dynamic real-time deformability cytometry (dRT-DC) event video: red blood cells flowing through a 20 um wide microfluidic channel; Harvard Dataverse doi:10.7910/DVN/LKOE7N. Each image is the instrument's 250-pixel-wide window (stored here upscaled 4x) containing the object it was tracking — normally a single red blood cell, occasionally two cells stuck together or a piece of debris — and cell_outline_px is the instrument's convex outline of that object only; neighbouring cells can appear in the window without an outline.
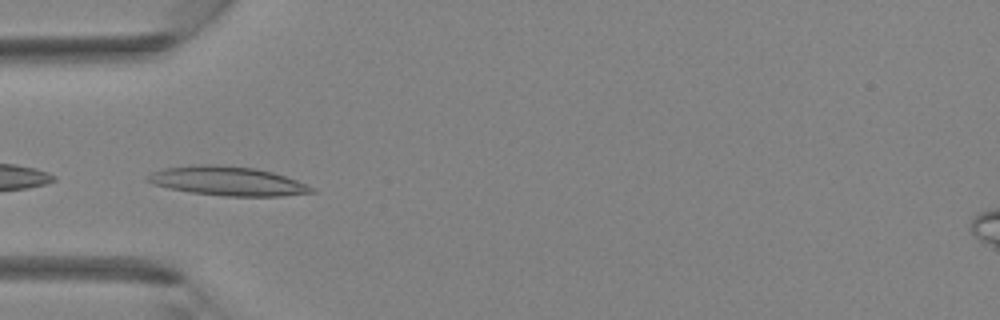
{"species": "Egyptian fruit bat (a non-hibernating species)", "species_latin": "Rousettus aegyptiacus", "temperature_condition": "room temperature", "stored_images_in_passage": 24, "camera_frame_rate_fps": 3000, "um_per_image_px": 0.085, "animal": {"sex": "female"}, "frame": {"image": 1, "passage_image": 1, "time_ms": 0.0, "image_size_px": [1000, 320], "cell_outline_px": [[316, 192], [280, 196], [224, 196], [192, 192], [168, 188], [152, 184], [144, 180], [144, 176], [152, 172], [164, 168], [192, 164], [220, 164], [256, 168], [272, 172], [308, 184], [316, 188]], "centroid_in_image_um": [19.31, 15.38], "position_along_channel_um": 65.7, "area_um2": 28.15}}
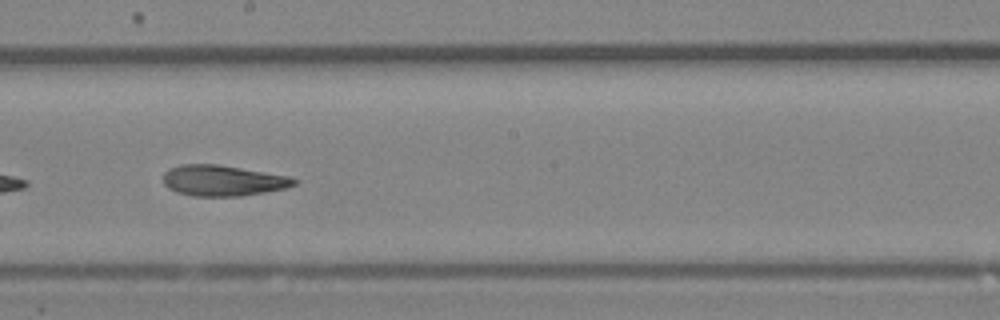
{"frame": {"image": 2, "passage_image": 11, "time_ms": 3.333, "image_size_px": [1000, 320], "cell_outline_px": [[300, 180], [296, 184], [288, 188], [240, 196], [192, 196], [176, 192], [168, 188], [164, 184], [164, 172], [168, 168], [180, 164], [216, 164], [288, 176]], "centroid_in_image_um": [18.93, 15.35], "position_along_channel_um": 229.3, "area_um2": 23.52}}
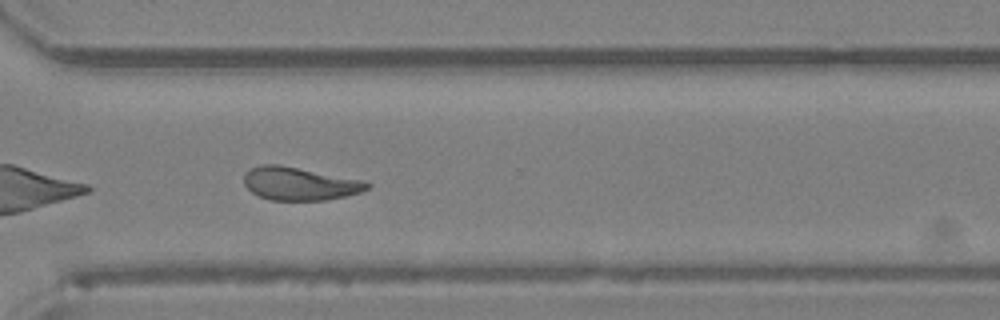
{"frame": {"image": 3, "passage_image": 18, "time_ms": 5.667, "image_size_px": [1000, 320], "cell_outline_px": [[372, 184], [368, 188], [360, 192], [328, 200], [268, 200], [252, 192], [244, 184], [244, 172], [260, 164], [276, 164], [364, 180]], "centroid_in_image_um": [25.46, 15.61], "position_along_channel_um": 345.1, "area_um2": 23.64}}